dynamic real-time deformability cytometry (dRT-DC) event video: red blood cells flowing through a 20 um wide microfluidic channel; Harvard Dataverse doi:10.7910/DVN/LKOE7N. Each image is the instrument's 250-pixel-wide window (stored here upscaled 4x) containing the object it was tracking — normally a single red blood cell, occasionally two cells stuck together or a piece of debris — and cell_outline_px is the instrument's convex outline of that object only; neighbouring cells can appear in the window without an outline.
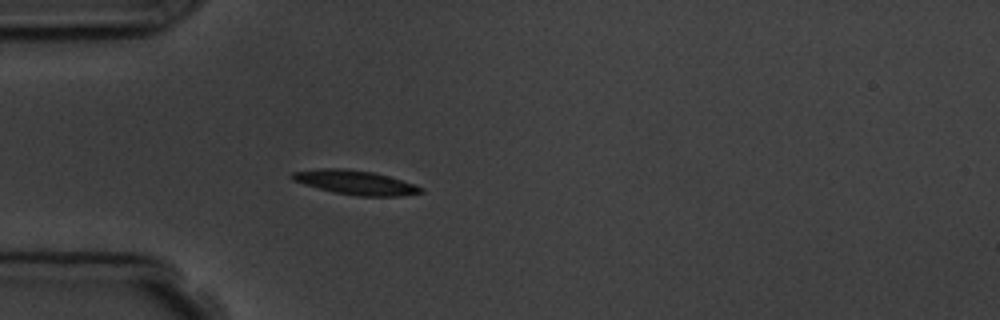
{"species": "common noctule bat (a hibernating species)", "species_latin": "Nyctalus noctula", "temperature_condition": "room temperature", "stored_images_in_passage": 6, "camera_frame_rate_fps": 3000, "um_per_image_px": 0.085, "animal": {"sex": "male", "body_mass_g": 19.5, "forearm_length_mm": 54.6}, "frame": {"image": 1, "passage_image": 6, "time_ms": 5.333, "image_size_px": [1000, 320], "cell_outline_px": [[424, 192], [400, 196], [356, 196], [332, 192], [304, 184], [292, 180], [288, 176], [292, 172], [320, 168], [344, 168], [372, 172], [388, 176], [416, 184], [424, 188]], "centroid_in_image_um": [30.2, 15.51], "position_along_channel_um": 54.8, "area_um2": 18.32}}